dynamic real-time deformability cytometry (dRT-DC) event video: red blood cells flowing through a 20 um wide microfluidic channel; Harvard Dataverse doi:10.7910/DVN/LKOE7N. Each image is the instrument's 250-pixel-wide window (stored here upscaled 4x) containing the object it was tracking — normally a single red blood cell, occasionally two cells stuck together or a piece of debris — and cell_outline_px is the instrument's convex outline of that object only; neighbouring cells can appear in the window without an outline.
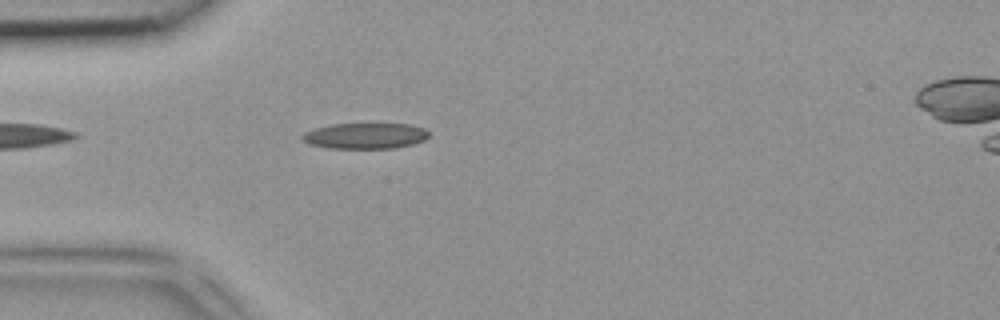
{"species": "common noctule bat (a hibernating species)", "species_latin": "Nyctalus noctula", "temperature_condition": "room temperature", "stored_images_in_passage": 2, "camera_frame_rate_fps": 3000, "um_per_image_px": 0.085, "animal": {"sex": "female", "body_mass_g": 18.4}, "frame": {"image": 1, "passage_image": 2, "time_ms": 0.333, "image_size_px": [1000, 320], "cell_outline_px": [[428, 136], [424, 140], [412, 144], [396, 148], [328, 148], [312, 144], [300, 140], [300, 136], [304, 132], [316, 128], [332, 124], [372, 120], [412, 124], [424, 128], [428, 132]], "centroid_in_image_um": [31.07, 11.48], "position_along_channel_um": 53.9, "area_um2": 20.17}}